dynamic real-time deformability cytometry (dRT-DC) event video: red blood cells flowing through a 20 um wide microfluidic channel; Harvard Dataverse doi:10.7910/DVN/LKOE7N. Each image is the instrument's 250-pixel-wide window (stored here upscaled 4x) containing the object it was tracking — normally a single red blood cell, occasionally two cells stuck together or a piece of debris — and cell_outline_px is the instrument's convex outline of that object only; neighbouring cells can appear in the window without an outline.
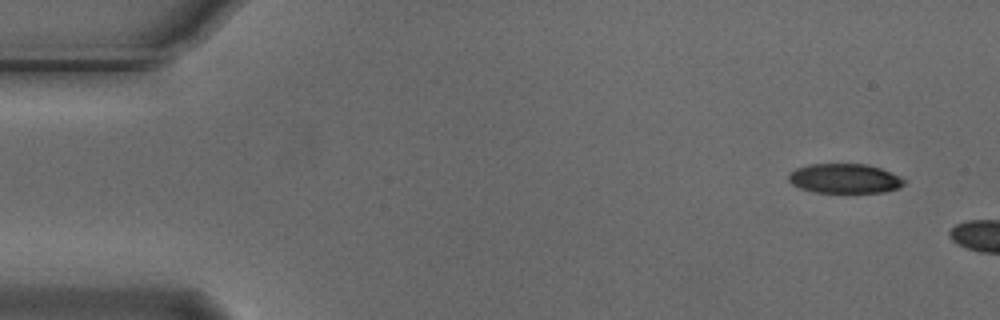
{"species": "Egyptian fruit bat (a non-hibernating species)", "species_latin": "Rousettus aegyptiacus", "temperature_condition": "cold", "stored_images_in_passage": 5, "camera_frame_rate_fps": 3000, "um_per_image_px": 0.085, "animal": {"sex": "male"}, "frame": {"image": 1, "passage_image": 1, "time_ms": 0.0, "image_size_px": [1000, 320], "cell_outline_px": [[908, 180], [900, 188], [884, 192], [812, 192], [800, 188], [792, 184], [788, 180], [788, 172], [796, 168], [808, 164], [868, 164], [880, 168], [900, 176]], "centroid_in_image_um": [71.8, 15.17], "position_along_channel_um": 13.2, "area_um2": 20.11}}